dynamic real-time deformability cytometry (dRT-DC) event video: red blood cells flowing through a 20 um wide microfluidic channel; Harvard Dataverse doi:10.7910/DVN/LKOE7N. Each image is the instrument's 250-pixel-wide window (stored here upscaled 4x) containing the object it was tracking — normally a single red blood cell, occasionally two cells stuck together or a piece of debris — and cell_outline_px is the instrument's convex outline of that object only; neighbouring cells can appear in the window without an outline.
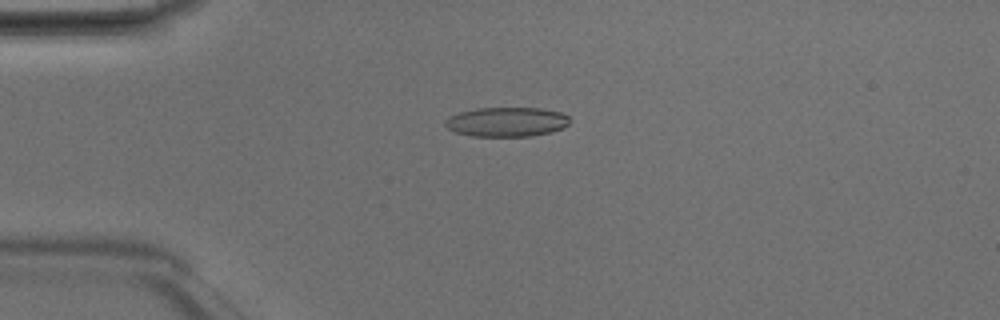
{"species": "Egyptian fruit bat (a non-hibernating species)", "species_latin": "Rousettus aegyptiacus", "temperature_condition": "room temperature", "stored_images_in_passage": 47, "camera_frame_rate_fps": 3000, "um_per_image_px": 0.085, "animal": {"sex": "male"}, "frame": {"image": 1, "passage_image": 11, "time_ms": 3.333, "image_size_px": [1000, 320], "cell_outline_px": [[568, 124], [560, 128], [548, 132], [532, 136], [472, 136], [456, 132], [448, 128], [444, 124], [444, 120], [460, 112], [476, 108], [540, 108], [560, 112], [568, 116]], "centroid_in_image_um": [43.03, 10.35], "position_along_channel_um": 42.0, "area_um2": 21.1}}
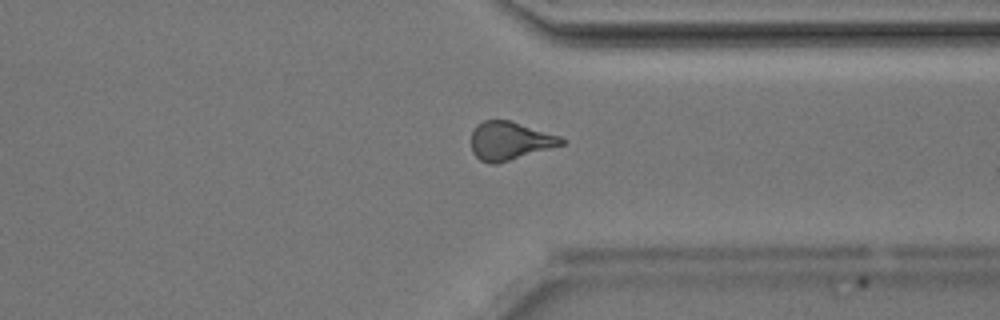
{"frame": {"image": 2, "passage_image": 36, "time_ms": 11.667, "image_size_px": [1000, 320], "cell_outline_px": [[568, 140], [564, 144], [496, 164], [492, 164], [480, 160], [472, 152], [472, 132], [476, 124], [484, 120], [508, 120], [560, 136]], "centroid_in_image_um": [43.32, 11.97], "position_along_channel_um": 368.1, "area_um2": 19.94}}
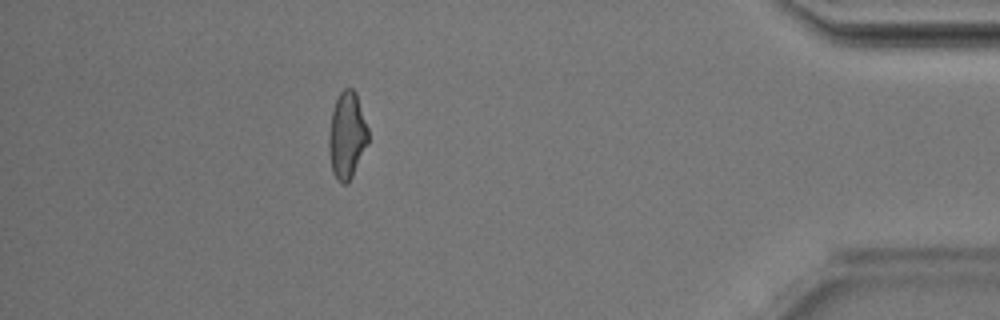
{"frame": {"image": 3, "passage_image": 42, "time_ms": 13.667, "image_size_px": [1000, 320], "cell_outline_px": [[368, 144], [348, 184], [340, 184], [336, 180], [332, 172], [328, 148], [328, 132], [332, 112], [336, 100], [340, 92], [344, 88], [352, 88], [356, 92], [368, 128]], "centroid_in_image_um": [29.48, 11.54], "position_along_channel_um": 405.7, "area_um2": 20.11}, "authors_computed_cell_mechanics": {"area_um2": 20.6924, "velocity_mm_per_s": 4.2102, "shape_relaxation_time_tau1_ms": 3.0566, "shape_relaxation_time_tau2_ms": 1.6065, "deformation_change_tau1": 0.1252, "deformation_change_tau2": 0.0851}}